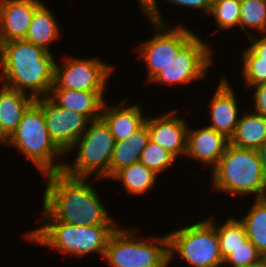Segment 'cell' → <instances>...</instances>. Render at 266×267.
<instances>
[{"label":"cell","mask_w":266,"mask_h":267,"mask_svg":"<svg viewBox=\"0 0 266 267\" xmlns=\"http://www.w3.org/2000/svg\"><path fill=\"white\" fill-rule=\"evenodd\" d=\"M43 194L44 220H58L71 225H119L101 202L99 193L85 177L61 172L48 173Z\"/></svg>","instance_id":"6da1fadb"},{"label":"cell","mask_w":266,"mask_h":267,"mask_svg":"<svg viewBox=\"0 0 266 267\" xmlns=\"http://www.w3.org/2000/svg\"><path fill=\"white\" fill-rule=\"evenodd\" d=\"M53 55L24 39L0 43V81L34 99L49 96L56 64Z\"/></svg>","instance_id":"7a4b0ae2"},{"label":"cell","mask_w":266,"mask_h":267,"mask_svg":"<svg viewBox=\"0 0 266 267\" xmlns=\"http://www.w3.org/2000/svg\"><path fill=\"white\" fill-rule=\"evenodd\" d=\"M211 187L228 195L266 197V175L257 150L228 144L218 164L211 170Z\"/></svg>","instance_id":"3957f363"},{"label":"cell","mask_w":266,"mask_h":267,"mask_svg":"<svg viewBox=\"0 0 266 267\" xmlns=\"http://www.w3.org/2000/svg\"><path fill=\"white\" fill-rule=\"evenodd\" d=\"M38 229L25 233L30 243L83 258L90 253L104 257L112 232L118 225H71L58 220H45Z\"/></svg>","instance_id":"277c9868"},{"label":"cell","mask_w":266,"mask_h":267,"mask_svg":"<svg viewBox=\"0 0 266 267\" xmlns=\"http://www.w3.org/2000/svg\"><path fill=\"white\" fill-rule=\"evenodd\" d=\"M9 146L25 155L42 175L63 170L65 162H61V159L65 154L51 140L43 110L35 101L24 112L16 130L8 138Z\"/></svg>","instance_id":"5b68a950"},{"label":"cell","mask_w":266,"mask_h":267,"mask_svg":"<svg viewBox=\"0 0 266 267\" xmlns=\"http://www.w3.org/2000/svg\"><path fill=\"white\" fill-rule=\"evenodd\" d=\"M115 143L109 127L101 118L91 121L87 130L65 154L67 157L75 148L78 150L74 162H65L62 171L72 177L91 179L95 175L94 181L110 179V162Z\"/></svg>","instance_id":"8992f818"},{"label":"cell","mask_w":266,"mask_h":267,"mask_svg":"<svg viewBox=\"0 0 266 267\" xmlns=\"http://www.w3.org/2000/svg\"><path fill=\"white\" fill-rule=\"evenodd\" d=\"M136 232L133 227L118 225L108 239L103 259L111 267H169L168 235L136 240Z\"/></svg>","instance_id":"52a82bcc"},{"label":"cell","mask_w":266,"mask_h":267,"mask_svg":"<svg viewBox=\"0 0 266 267\" xmlns=\"http://www.w3.org/2000/svg\"><path fill=\"white\" fill-rule=\"evenodd\" d=\"M168 235L169 264L177 256L193 267L223 266L216 224L214 219H204L184 228L171 231Z\"/></svg>","instance_id":"ba28073f"},{"label":"cell","mask_w":266,"mask_h":267,"mask_svg":"<svg viewBox=\"0 0 266 267\" xmlns=\"http://www.w3.org/2000/svg\"><path fill=\"white\" fill-rule=\"evenodd\" d=\"M211 50L208 43L195 34L149 83L173 86L203 79L213 62Z\"/></svg>","instance_id":"9c48e42d"},{"label":"cell","mask_w":266,"mask_h":267,"mask_svg":"<svg viewBox=\"0 0 266 267\" xmlns=\"http://www.w3.org/2000/svg\"><path fill=\"white\" fill-rule=\"evenodd\" d=\"M156 31L151 39L142 43L136 50L147 66L148 83L176 56L178 51L195 35L185 27L158 23L147 18Z\"/></svg>","instance_id":"30bf717a"},{"label":"cell","mask_w":266,"mask_h":267,"mask_svg":"<svg viewBox=\"0 0 266 267\" xmlns=\"http://www.w3.org/2000/svg\"><path fill=\"white\" fill-rule=\"evenodd\" d=\"M55 64L54 84L51 89L105 91L114 67L97 58L66 57L62 67Z\"/></svg>","instance_id":"8fae6325"},{"label":"cell","mask_w":266,"mask_h":267,"mask_svg":"<svg viewBox=\"0 0 266 267\" xmlns=\"http://www.w3.org/2000/svg\"><path fill=\"white\" fill-rule=\"evenodd\" d=\"M42 108L51 140L66 154L91 122L85 115L57 105L49 96L35 99Z\"/></svg>","instance_id":"7c38bea8"},{"label":"cell","mask_w":266,"mask_h":267,"mask_svg":"<svg viewBox=\"0 0 266 267\" xmlns=\"http://www.w3.org/2000/svg\"><path fill=\"white\" fill-rule=\"evenodd\" d=\"M172 110L155 117L147 116L145 124L149 130L150 140L168 150L176 158L185 156L189 126L185 118Z\"/></svg>","instance_id":"4fadbf2b"},{"label":"cell","mask_w":266,"mask_h":267,"mask_svg":"<svg viewBox=\"0 0 266 267\" xmlns=\"http://www.w3.org/2000/svg\"><path fill=\"white\" fill-rule=\"evenodd\" d=\"M42 0H0V43L25 39Z\"/></svg>","instance_id":"5bb4252c"},{"label":"cell","mask_w":266,"mask_h":267,"mask_svg":"<svg viewBox=\"0 0 266 267\" xmlns=\"http://www.w3.org/2000/svg\"><path fill=\"white\" fill-rule=\"evenodd\" d=\"M229 143L230 139L209 126L199 129L189 128L185 156L211 166L209 168L212 170L218 164Z\"/></svg>","instance_id":"9a60e30c"},{"label":"cell","mask_w":266,"mask_h":267,"mask_svg":"<svg viewBox=\"0 0 266 267\" xmlns=\"http://www.w3.org/2000/svg\"><path fill=\"white\" fill-rule=\"evenodd\" d=\"M226 78L220 79V83L210 101V120L207 126L215 129L230 139L236 130L240 110L232 85Z\"/></svg>","instance_id":"2e32d148"},{"label":"cell","mask_w":266,"mask_h":267,"mask_svg":"<svg viewBox=\"0 0 266 267\" xmlns=\"http://www.w3.org/2000/svg\"><path fill=\"white\" fill-rule=\"evenodd\" d=\"M126 101L124 99L115 106H109L105 100L101 112L100 118L109 127L116 142L125 140L140 129L147 117L142 114L139 103L129 106Z\"/></svg>","instance_id":"e0dca14e"},{"label":"cell","mask_w":266,"mask_h":267,"mask_svg":"<svg viewBox=\"0 0 266 267\" xmlns=\"http://www.w3.org/2000/svg\"><path fill=\"white\" fill-rule=\"evenodd\" d=\"M105 91L51 89L49 97L60 107L85 115L90 121L100 119Z\"/></svg>","instance_id":"ac0fdd59"},{"label":"cell","mask_w":266,"mask_h":267,"mask_svg":"<svg viewBox=\"0 0 266 267\" xmlns=\"http://www.w3.org/2000/svg\"><path fill=\"white\" fill-rule=\"evenodd\" d=\"M0 89V127L9 138L16 130L24 112L35 99L24 92L9 88L3 84Z\"/></svg>","instance_id":"d6986e66"},{"label":"cell","mask_w":266,"mask_h":267,"mask_svg":"<svg viewBox=\"0 0 266 267\" xmlns=\"http://www.w3.org/2000/svg\"><path fill=\"white\" fill-rule=\"evenodd\" d=\"M149 140V130L144 124L125 140L116 142L110 162V178L118 170L139 162L141 153Z\"/></svg>","instance_id":"ffe728a7"},{"label":"cell","mask_w":266,"mask_h":267,"mask_svg":"<svg viewBox=\"0 0 266 267\" xmlns=\"http://www.w3.org/2000/svg\"><path fill=\"white\" fill-rule=\"evenodd\" d=\"M241 115L230 144L258 150L266 142V118L253 111Z\"/></svg>","instance_id":"44dd1931"},{"label":"cell","mask_w":266,"mask_h":267,"mask_svg":"<svg viewBox=\"0 0 266 267\" xmlns=\"http://www.w3.org/2000/svg\"><path fill=\"white\" fill-rule=\"evenodd\" d=\"M48 8L44 2L36 8L24 40L51 52L48 45L59 39L61 27L58 25L56 17L50 11L51 9Z\"/></svg>","instance_id":"7402d4cb"},{"label":"cell","mask_w":266,"mask_h":267,"mask_svg":"<svg viewBox=\"0 0 266 267\" xmlns=\"http://www.w3.org/2000/svg\"><path fill=\"white\" fill-rule=\"evenodd\" d=\"M158 175L144 164L137 162L118 170L110 179L120 182L131 195H144L156 184Z\"/></svg>","instance_id":"603a6c76"},{"label":"cell","mask_w":266,"mask_h":267,"mask_svg":"<svg viewBox=\"0 0 266 267\" xmlns=\"http://www.w3.org/2000/svg\"><path fill=\"white\" fill-rule=\"evenodd\" d=\"M253 201L252 207L239 220L245 227L248 239L266 257V197L255 198Z\"/></svg>","instance_id":"cb8c5ba5"},{"label":"cell","mask_w":266,"mask_h":267,"mask_svg":"<svg viewBox=\"0 0 266 267\" xmlns=\"http://www.w3.org/2000/svg\"><path fill=\"white\" fill-rule=\"evenodd\" d=\"M240 28L246 37L252 36L245 27L266 34V0H241Z\"/></svg>","instance_id":"d4e9b609"},{"label":"cell","mask_w":266,"mask_h":267,"mask_svg":"<svg viewBox=\"0 0 266 267\" xmlns=\"http://www.w3.org/2000/svg\"><path fill=\"white\" fill-rule=\"evenodd\" d=\"M216 233L223 259L248 240L243 223L235 217L227 218L223 225L217 224Z\"/></svg>","instance_id":"484cf974"},{"label":"cell","mask_w":266,"mask_h":267,"mask_svg":"<svg viewBox=\"0 0 266 267\" xmlns=\"http://www.w3.org/2000/svg\"><path fill=\"white\" fill-rule=\"evenodd\" d=\"M240 4L241 0H213L209 15L213 16L219 31L240 27Z\"/></svg>","instance_id":"4316f807"},{"label":"cell","mask_w":266,"mask_h":267,"mask_svg":"<svg viewBox=\"0 0 266 267\" xmlns=\"http://www.w3.org/2000/svg\"><path fill=\"white\" fill-rule=\"evenodd\" d=\"M177 158L159 144L149 140L141 153L139 162L159 175L169 169Z\"/></svg>","instance_id":"83f0119b"},{"label":"cell","mask_w":266,"mask_h":267,"mask_svg":"<svg viewBox=\"0 0 266 267\" xmlns=\"http://www.w3.org/2000/svg\"><path fill=\"white\" fill-rule=\"evenodd\" d=\"M242 78L246 87L266 84V61H260L249 47L242 53Z\"/></svg>","instance_id":"f1b7e54d"},{"label":"cell","mask_w":266,"mask_h":267,"mask_svg":"<svg viewBox=\"0 0 266 267\" xmlns=\"http://www.w3.org/2000/svg\"><path fill=\"white\" fill-rule=\"evenodd\" d=\"M262 257L255 245L248 239L223 259V265L226 267L229 265L231 267H246Z\"/></svg>","instance_id":"f546056e"},{"label":"cell","mask_w":266,"mask_h":267,"mask_svg":"<svg viewBox=\"0 0 266 267\" xmlns=\"http://www.w3.org/2000/svg\"><path fill=\"white\" fill-rule=\"evenodd\" d=\"M139 5L142 8V13H145V17L149 20L166 24L165 19L162 17V13L159 10L157 0H137Z\"/></svg>","instance_id":"4dcf8cb0"},{"label":"cell","mask_w":266,"mask_h":267,"mask_svg":"<svg viewBox=\"0 0 266 267\" xmlns=\"http://www.w3.org/2000/svg\"><path fill=\"white\" fill-rule=\"evenodd\" d=\"M255 88L253 93V112L258 113L266 118V84L250 86Z\"/></svg>","instance_id":"1f68e13d"},{"label":"cell","mask_w":266,"mask_h":267,"mask_svg":"<svg viewBox=\"0 0 266 267\" xmlns=\"http://www.w3.org/2000/svg\"><path fill=\"white\" fill-rule=\"evenodd\" d=\"M177 6H183L187 8L201 9L205 13H210L213 0H166Z\"/></svg>","instance_id":"d6a6232c"},{"label":"cell","mask_w":266,"mask_h":267,"mask_svg":"<svg viewBox=\"0 0 266 267\" xmlns=\"http://www.w3.org/2000/svg\"><path fill=\"white\" fill-rule=\"evenodd\" d=\"M251 45L249 48L260 57V61H266V34L264 37H257L255 34L247 37Z\"/></svg>","instance_id":"836d02e7"},{"label":"cell","mask_w":266,"mask_h":267,"mask_svg":"<svg viewBox=\"0 0 266 267\" xmlns=\"http://www.w3.org/2000/svg\"><path fill=\"white\" fill-rule=\"evenodd\" d=\"M257 151L260 157L263 172L266 175V142Z\"/></svg>","instance_id":"e575fe53"},{"label":"cell","mask_w":266,"mask_h":267,"mask_svg":"<svg viewBox=\"0 0 266 267\" xmlns=\"http://www.w3.org/2000/svg\"><path fill=\"white\" fill-rule=\"evenodd\" d=\"M246 267H266V257H262L260 260L251 263L250 265Z\"/></svg>","instance_id":"d590c367"},{"label":"cell","mask_w":266,"mask_h":267,"mask_svg":"<svg viewBox=\"0 0 266 267\" xmlns=\"http://www.w3.org/2000/svg\"><path fill=\"white\" fill-rule=\"evenodd\" d=\"M7 142H8V137L3 133L0 127V143L7 145Z\"/></svg>","instance_id":"8d00e7d4"}]
</instances>
